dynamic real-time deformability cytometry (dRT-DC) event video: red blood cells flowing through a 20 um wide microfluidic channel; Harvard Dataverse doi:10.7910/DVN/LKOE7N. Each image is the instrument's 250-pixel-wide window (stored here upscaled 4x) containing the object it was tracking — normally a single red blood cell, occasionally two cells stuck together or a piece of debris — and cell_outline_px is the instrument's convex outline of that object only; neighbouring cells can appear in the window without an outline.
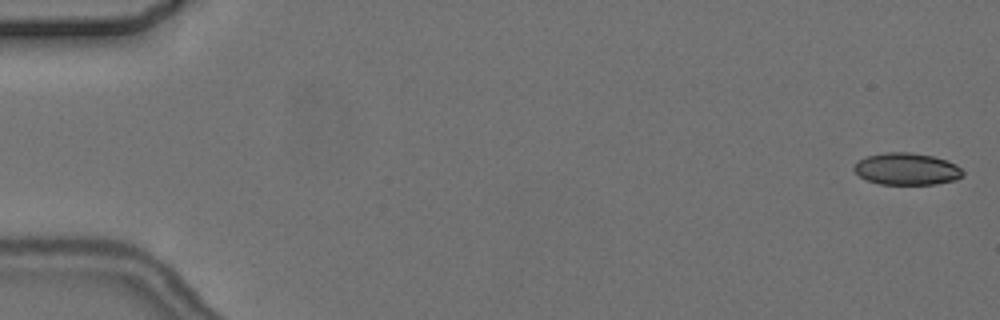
{"species": "common noctule bat (a hibernating species)", "species_latin": "Nyctalus noctula", "temperature_condition": "cold", "stored_images_in_passage": 4, "camera_frame_rate_fps": 3000, "um_per_image_px": 0.085, "animal": {"sex": "female", "body_mass_g": 24.6, "forearm_length_mm": 56.2}, "frame": {"image": 1, "passage_image": 1, "time_ms": 0.0, "image_size_px": [1000, 320], "cell_outline_px": [[964, 176], [956, 180], [936, 184], [880, 184], [868, 180], [860, 176], [852, 168], [860, 160], [868, 156], [884, 152], [908, 152], [932, 156], [948, 160], [956, 164], [964, 172]], "centroid_in_image_um": [77.12, 14.36], "position_along_channel_um": 7.9, "area_um2": 20.23}}